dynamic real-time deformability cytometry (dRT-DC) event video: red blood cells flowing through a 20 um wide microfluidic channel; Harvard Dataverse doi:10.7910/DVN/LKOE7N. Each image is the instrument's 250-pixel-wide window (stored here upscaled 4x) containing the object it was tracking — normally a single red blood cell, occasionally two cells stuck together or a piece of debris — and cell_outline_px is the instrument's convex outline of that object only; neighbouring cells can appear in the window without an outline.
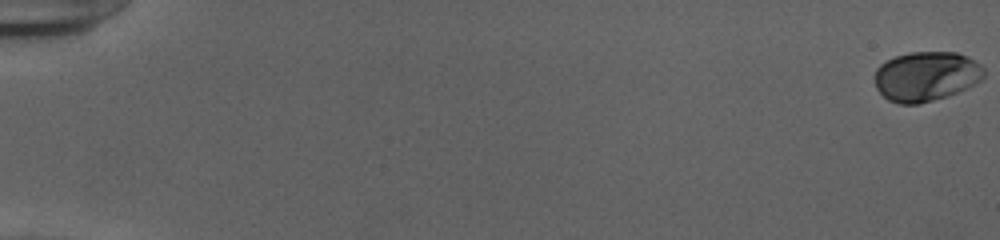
{"species": "human", "species_latin": "Homo sapiens", "temperature_condition": "cold", "stored_images_in_passage": 54, "camera_frame_rate_fps": 3000, "um_per_image_px": 0.085, "donor": {"sex": "female"}, "frame": {"image": 1, "passage_image": 1, "time_ms": 0.0, "image_size_px": [1000, 240], "cell_outline_px": [[984, 76], [980, 80], [968, 88], [948, 96], [920, 104], [900, 104], [888, 100], [876, 88], [876, 68], [880, 64], [896, 56], [912, 52], [956, 52], [968, 56], [980, 64], [984, 68]], "centroid_in_image_um": [78.74, 6.49], "position_along_channel_um": 6.3, "area_um2": 31.67}}
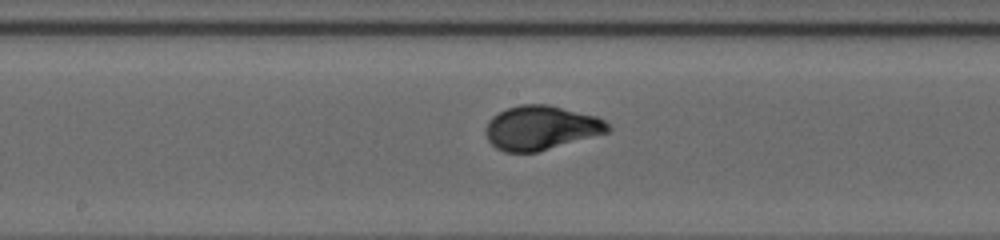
{"frame": {"image": 2, "passage_image": 31, "time_ms": 10.0, "image_size_px": [1000, 240], "cell_outline_px": [[612, 128], [608, 132], [536, 152], [504, 152], [496, 148], [488, 140], [484, 128], [488, 120], [492, 116], [508, 108], [520, 104], [548, 104], [596, 116], [604, 120]], "centroid_in_image_um": [45.96, 10.85], "position_along_channel_um": 202.2, "area_um2": 31.33}}
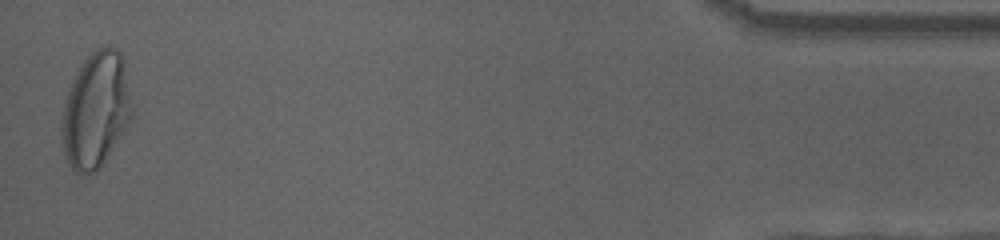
{"frame": {"image": 3, "passage_image": 54, "time_ms": 17.667, "image_size_px": [1000, 240], "cell_outline_px": [[132, 116], [96, 172], [84, 176], [76, 172], [72, 168], [64, 152], [60, 128], [60, 124], [64, 104], [68, 92], [80, 64], [96, 48], [112, 48], [120, 52], [124, 56]], "centroid_in_image_um": [8.11, 9.35], "position_along_channel_um": 427.1, "area_um2": 46.47}, "authors_computed_cell_mechanics": {"area_um2": 30.9808, "velocity_mm_per_s": 3.9294, "shape_relaxation_time_tau1_ms": 2.5144, "shape_relaxation_time_tau2_ms": null, "deformation_change_tau1": 0.138, "deformation_change_tau2": null}}